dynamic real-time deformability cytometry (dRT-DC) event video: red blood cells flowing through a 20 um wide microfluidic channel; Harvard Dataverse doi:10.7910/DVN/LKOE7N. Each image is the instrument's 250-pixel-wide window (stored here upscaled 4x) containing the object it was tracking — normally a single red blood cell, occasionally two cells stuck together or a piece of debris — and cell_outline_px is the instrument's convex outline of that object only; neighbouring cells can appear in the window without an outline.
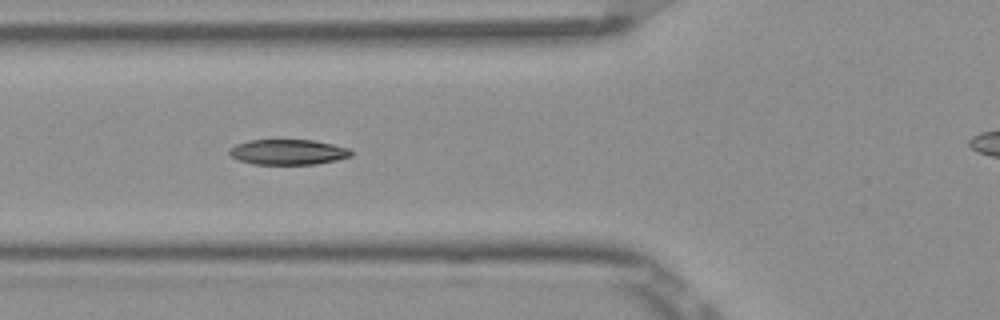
{"species": "Egyptian fruit bat (a non-hibernating species)", "species_latin": "Rousettus aegyptiacus", "temperature_condition": "room temperature", "stored_images_in_passage": 8, "camera_frame_rate_fps": 3000, "um_per_image_px": 0.085, "frame": {"image": 1, "passage_image": 6, "time_ms": 1.667, "image_size_px": [1000, 320], "cell_outline_px": [[352, 156], [336, 160], [316, 164], [252, 164], [240, 160], [232, 156], [228, 152], [228, 148], [236, 144], [248, 140], [312, 140], [332, 144], [348, 148], [352, 152]], "centroid_in_image_um": [24.46, 12.92], "position_along_channel_um": 101.3, "area_um2": 17.92}}
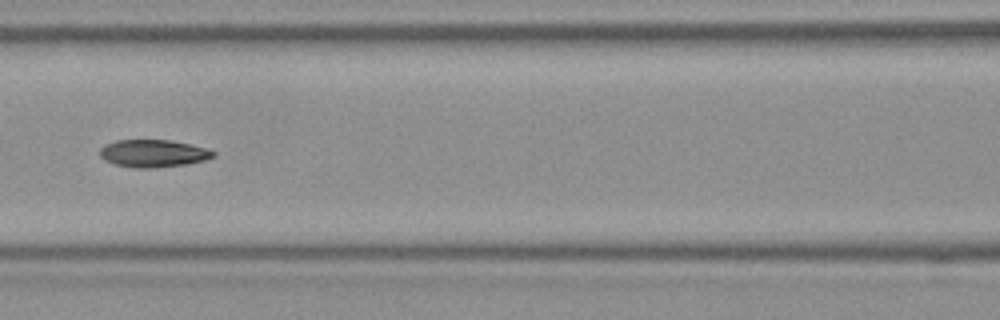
{"frame": {"image": 2, "passage_image": 7, "time_ms": 2.0, "image_size_px": [1000, 320], "cell_outline_px": [[216, 156], [204, 160], [184, 164], [152, 168], [136, 168], [116, 164], [104, 160], [100, 156], [100, 148], [104, 144], [116, 140], [172, 140], [204, 148], [216, 152]], "centroid_in_image_um": [12.99, 13.03], "position_along_channel_um": 153.6, "area_um2": 18.03}}
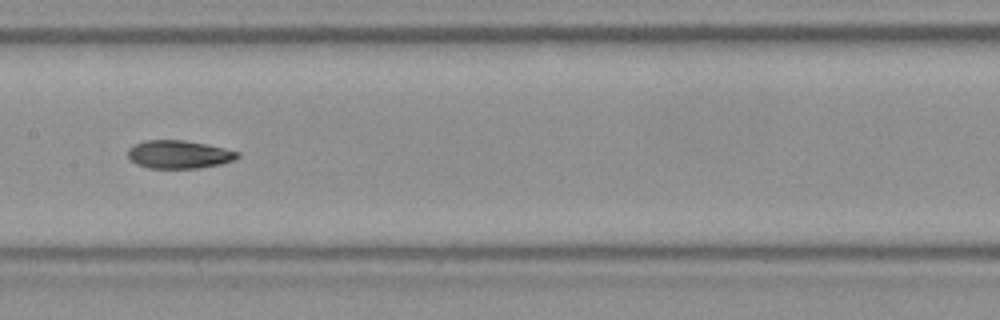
{"frame": {"image": 3, "passage_image": 8, "time_ms": 2.333, "image_size_px": [1000, 320], "cell_outline_px": [[240, 156], [236, 160], [220, 164], [200, 168], [148, 168], [136, 164], [128, 160], [128, 148], [144, 140], [184, 140], [208, 144], [240, 152]], "centroid_in_image_um": [15.22, 13.13], "position_along_channel_um": 192.2, "area_um2": 18.21}}